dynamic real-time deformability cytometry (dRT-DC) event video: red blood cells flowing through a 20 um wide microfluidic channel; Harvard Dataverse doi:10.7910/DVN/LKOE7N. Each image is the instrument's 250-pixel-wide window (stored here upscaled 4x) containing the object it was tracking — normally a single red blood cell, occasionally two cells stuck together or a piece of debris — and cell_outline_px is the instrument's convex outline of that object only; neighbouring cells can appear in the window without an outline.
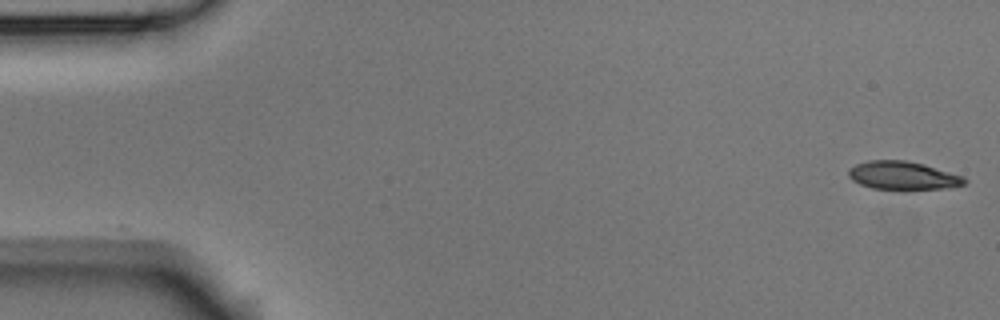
{"species": "Egyptian fruit bat (a non-hibernating species)", "species_latin": "Rousettus aegyptiacus", "temperature_condition": "room temperature", "stored_images_in_passage": 5, "camera_frame_rate_fps": 3000, "um_per_image_px": 0.085, "animal": {"sex": "male"}, "frame": {"image": 1, "passage_image": 1, "time_ms": 0.0, "image_size_px": [1000, 320], "cell_outline_px": [[968, 180], [964, 184], [948, 188], [904, 192], [872, 188], [860, 184], [852, 180], [848, 176], [848, 168], [856, 164], [868, 160], [904, 160], [924, 164], [964, 176]], "centroid_in_image_um": [76.75, 14.96], "position_along_channel_um": 8.2, "area_um2": 19.94}}
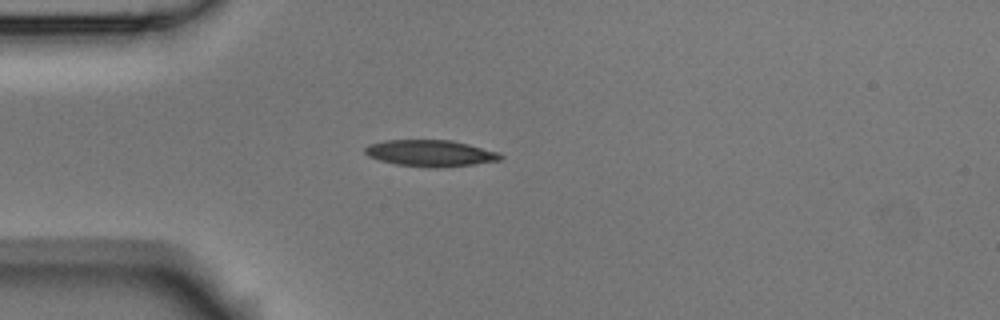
{"frame": {"image": 2, "passage_image": 4, "time_ms": 1.0, "image_size_px": [1000, 320], "cell_outline_px": [[504, 156], [500, 160], [476, 164], [396, 164], [380, 160], [368, 156], [364, 152], [364, 148], [368, 144], [388, 140], [452, 140], [500, 152]], "centroid_in_image_um": [36.58, 12.96], "position_along_channel_um": 48.4, "area_um2": 19.77}}